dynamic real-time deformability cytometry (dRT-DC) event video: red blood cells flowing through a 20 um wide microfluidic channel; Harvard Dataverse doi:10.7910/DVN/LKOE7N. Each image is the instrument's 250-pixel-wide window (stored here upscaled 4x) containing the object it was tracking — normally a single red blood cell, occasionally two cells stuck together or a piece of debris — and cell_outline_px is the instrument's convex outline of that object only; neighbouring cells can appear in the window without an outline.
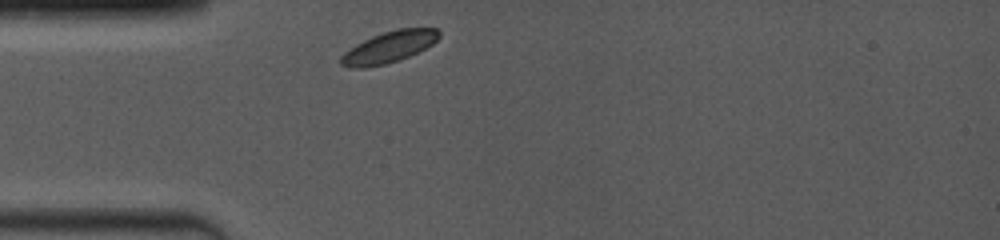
{"species": "common noctule bat (a hibernating species)", "species_latin": "Nyctalus noctula", "temperature_condition": "room temperature", "stored_images_in_passage": 1, "camera_frame_rate_fps": 4000, "um_per_image_px": 0.085, "animal": {"sex": "female", "body_mass_g": 19.0, "forearm_length_mm": 53.3}, "frame": {"image": 1, "passage_image": 1, "time_ms": 0.0, "image_size_px": [1000, 240], "cell_outline_px": [[440, 36], [432, 44], [408, 56], [384, 64], [364, 68], [352, 68], [340, 64], [340, 56], [344, 52], [356, 44], [372, 36], [396, 28], [436, 28], [440, 32]], "centroid_in_image_um": [33.03, 3.99], "position_along_channel_um": 52.0, "area_um2": 17.69}}